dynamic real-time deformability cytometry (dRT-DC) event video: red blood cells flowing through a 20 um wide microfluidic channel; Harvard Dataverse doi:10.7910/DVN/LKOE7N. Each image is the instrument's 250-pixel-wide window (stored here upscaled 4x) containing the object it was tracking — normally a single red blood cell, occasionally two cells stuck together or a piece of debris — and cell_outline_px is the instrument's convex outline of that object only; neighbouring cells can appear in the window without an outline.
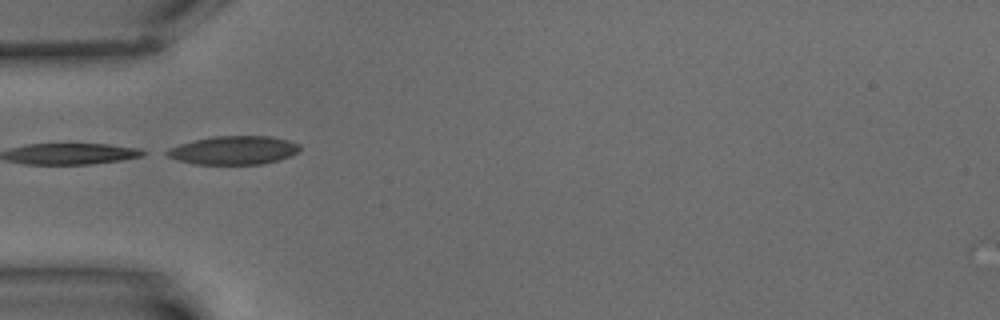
{"species": "common noctule bat (a hibernating species)", "species_latin": "Nyctalus noctula", "temperature_condition": "warm", "stored_images_in_passage": 5, "camera_frame_rate_fps": 3000, "um_per_image_px": 0.085, "animal": {"sex": "male", "body_mass_g": 15.6}, "frame": {"image": 1, "passage_image": 2, "time_ms": 1.333, "image_size_px": [1000, 320], "cell_outline_px": [[300, 148], [292, 156], [260, 164], [192, 164], [176, 160], [160, 152], [168, 148], [180, 144], [212, 136], [272, 136], [288, 140], [300, 144]], "centroid_in_image_um": [19.82, 12.77], "position_along_channel_um": 65.2, "area_um2": 22.2}}